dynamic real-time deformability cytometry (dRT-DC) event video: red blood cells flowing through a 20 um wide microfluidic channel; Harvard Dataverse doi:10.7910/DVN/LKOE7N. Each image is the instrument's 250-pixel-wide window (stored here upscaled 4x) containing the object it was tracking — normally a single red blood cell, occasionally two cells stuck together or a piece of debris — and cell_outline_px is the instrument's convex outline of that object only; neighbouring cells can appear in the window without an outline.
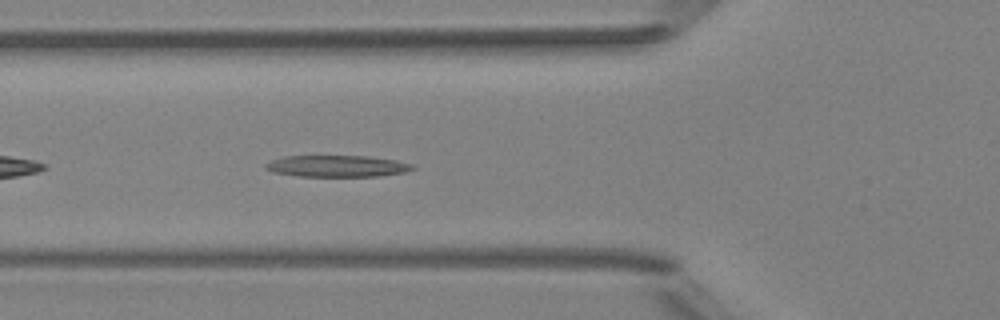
{"species": "Egyptian fruit bat (a non-hibernating species)", "species_latin": "Rousettus aegyptiacus", "temperature_condition": "room temperature", "stored_images_in_passage": 37, "camera_frame_rate_fps": 3000, "um_per_image_px": 0.085, "animal": {"sex": "female"}, "frame": {"image": 1, "passage_image": 5, "time_ms": 1.333, "image_size_px": [1000, 320], "cell_outline_px": [[416, 168], [404, 172], [376, 176], [300, 176], [272, 172], [264, 168], [264, 164], [272, 160], [284, 156], [368, 156], [396, 160], [412, 164]], "centroid_in_image_um": [28.63, 14.11], "position_along_channel_um": 97.2, "area_um2": 18.38}}
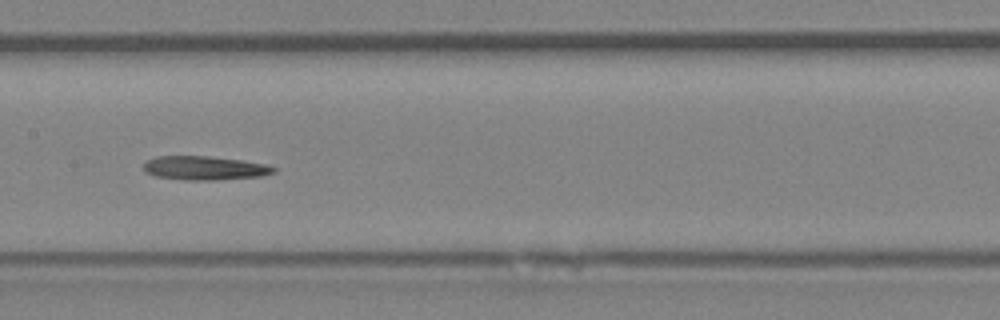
{"frame": {"image": 2, "passage_image": 12, "time_ms": 3.667, "image_size_px": [1000, 320], "cell_outline_px": [[276, 172], [260, 176], [220, 180], [184, 180], [156, 176], [144, 172], [144, 164], [148, 160], [156, 156], [208, 156], [240, 160], [264, 164], [276, 168]], "centroid_in_image_um": [17.37, 14.29], "position_along_channel_um": 190.0, "area_um2": 18.03}}
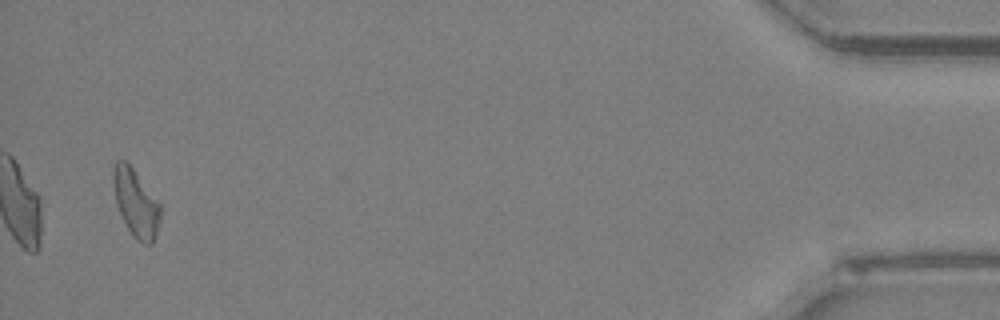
{"frame": {"image": 3, "passage_image": 36, "time_ms": 11.667, "image_size_px": [1000, 320], "cell_outline_px": [[160, 220], [152, 244], [144, 244], [136, 240], [132, 236], [116, 204], [112, 184], [112, 168], [116, 160], [124, 160], [132, 168], [160, 204]], "centroid_in_image_um": [11.51, 17.25], "position_along_channel_um": 423.7, "area_um2": 18.32}}